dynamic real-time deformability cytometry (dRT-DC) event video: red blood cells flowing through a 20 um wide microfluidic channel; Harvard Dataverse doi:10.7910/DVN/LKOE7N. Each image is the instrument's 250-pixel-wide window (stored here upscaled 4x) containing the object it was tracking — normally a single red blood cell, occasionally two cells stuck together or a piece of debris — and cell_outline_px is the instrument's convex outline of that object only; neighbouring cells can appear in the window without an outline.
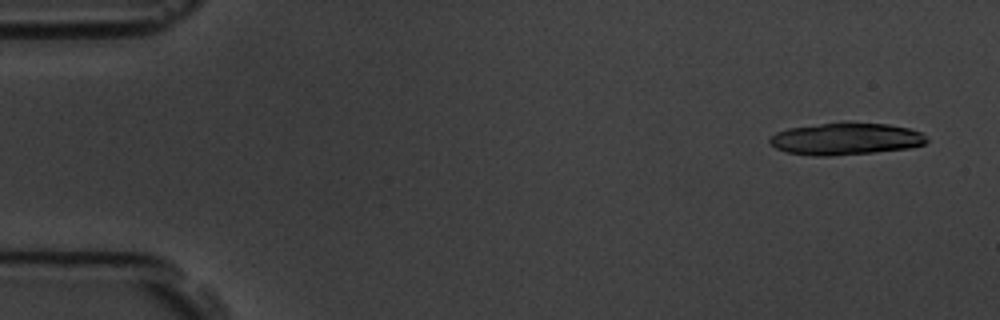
{"species": "common noctule bat (a hibernating species)", "species_latin": "Nyctalus noctula", "temperature_condition": "room temperature", "stored_images_in_passage": 9, "camera_frame_rate_fps": 3000, "um_per_image_px": 0.085, "animal": {"sex": "male", "body_mass_g": 19.5, "forearm_length_mm": 54.6}, "frame": {"image": 1, "passage_image": 1, "time_ms": 0.0, "image_size_px": [1000, 320], "cell_outline_px": [[928, 140], [924, 144], [908, 148], [872, 152], [828, 156], [816, 156], [784, 152], [776, 148], [768, 140], [776, 132], [788, 128], [820, 124], [888, 124], [908, 128], [920, 132]], "centroid_in_image_um": [71.85, 11.82], "position_along_channel_um": 13.1, "area_um2": 28.55}}
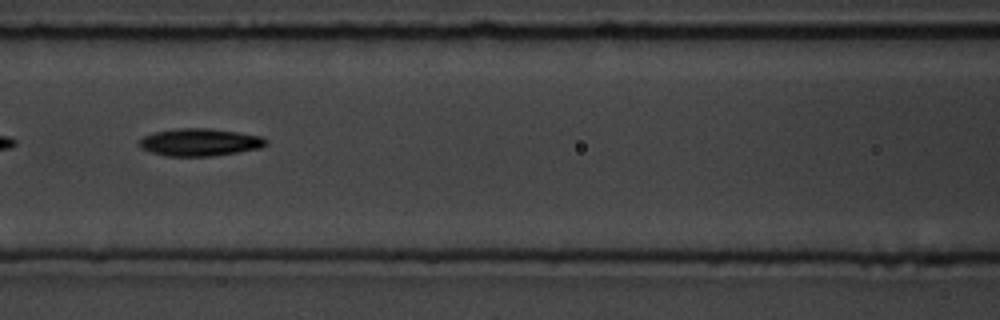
{"frame": {"image": 2, "passage_image": 7, "time_ms": 7.0, "image_size_px": [1000, 320], "cell_outline_px": [[268, 144], [260, 148], [212, 156], [164, 156], [140, 148], [140, 140], [144, 136], [152, 132], [176, 128], [208, 128], [236, 132], [260, 136], [268, 140]], "centroid_in_image_um": [16.96, 12.09], "position_along_channel_um": 149.6, "area_um2": 20.23}}
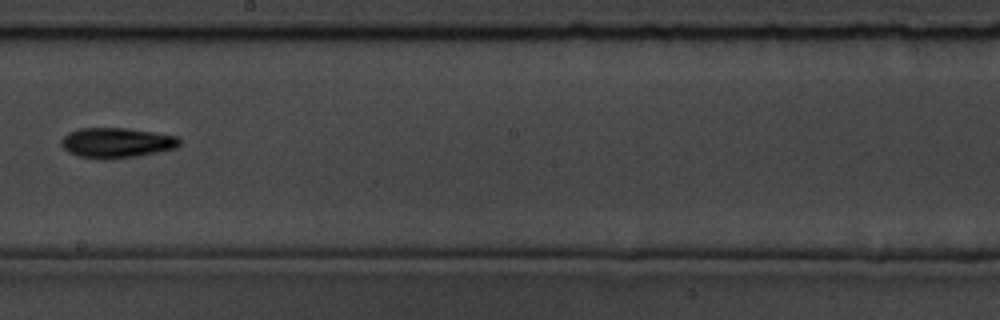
{"frame": {"image": 3, "passage_image": 9, "time_ms": 9.333, "image_size_px": [1000, 320], "cell_outline_px": [[180, 144], [176, 148], [136, 156], [100, 160], [80, 156], [68, 152], [60, 144], [60, 140], [68, 132], [80, 128], [128, 128], [176, 136], [180, 140]], "centroid_in_image_um": [9.87, 12.13], "position_along_channel_um": 238.3, "area_um2": 20.69}}